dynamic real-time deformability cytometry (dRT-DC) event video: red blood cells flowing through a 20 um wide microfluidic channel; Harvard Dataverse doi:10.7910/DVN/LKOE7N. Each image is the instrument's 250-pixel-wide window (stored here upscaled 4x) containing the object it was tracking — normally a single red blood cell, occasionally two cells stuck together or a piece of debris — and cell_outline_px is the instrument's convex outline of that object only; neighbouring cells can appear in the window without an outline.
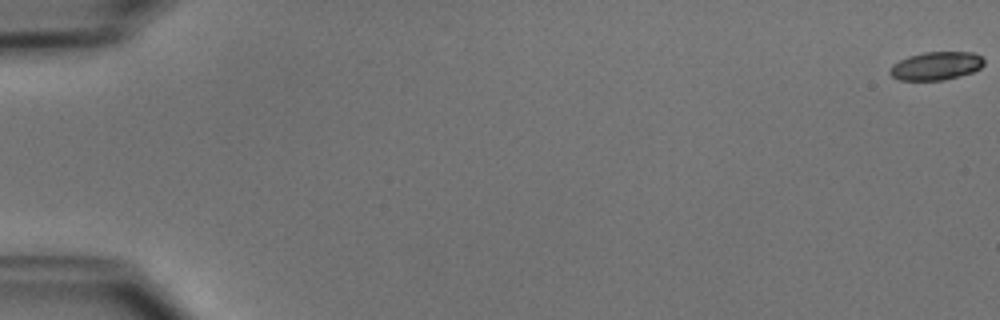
{"species": "common noctule bat (a hibernating species)", "species_latin": "Nyctalus noctula", "temperature_condition": "cold", "stored_images_in_passage": 53, "camera_frame_rate_fps": 3000, "um_per_image_px": 0.085, "animal": {"sex": "male", "body_mass_g": 15.6}, "frame": {"image": 1, "passage_image": 1, "time_ms": 0.0, "image_size_px": [1000, 320], "cell_outline_px": [[984, 64], [980, 68], [972, 72], [944, 80], [900, 80], [892, 76], [888, 72], [892, 64], [908, 56], [924, 52], [972, 52], [980, 56], [984, 60]], "centroid_in_image_um": [79.55, 5.6], "position_along_channel_um": 5.5, "area_um2": 15.43}}
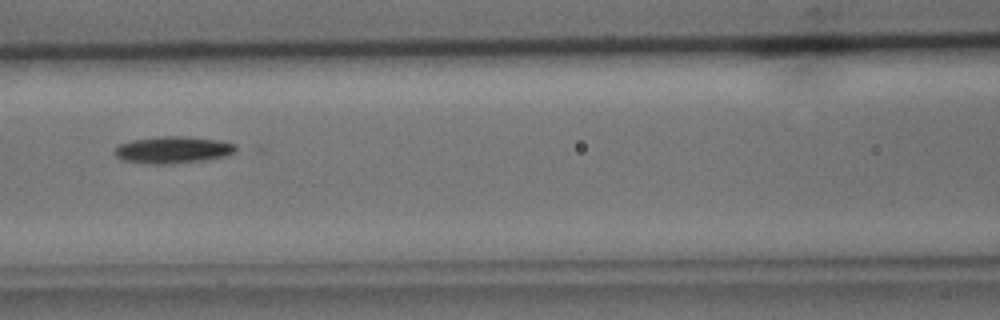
{"frame": {"image": 2, "passage_image": 25, "time_ms": 8.0, "image_size_px": [1000, 320], "cell_outline_px": [[236, 152], [224, 156], [204, 160], [172, 164], [148, 164], [120, 160], [112, 152], [120, 144], [132, 140], [160, 136], [180, 136], [220, 140], [236, 144]], "centroid_in_image_um": [14.67, 12.74], "position_along_channel_um": 151.9, "area_um2": 19.13}}
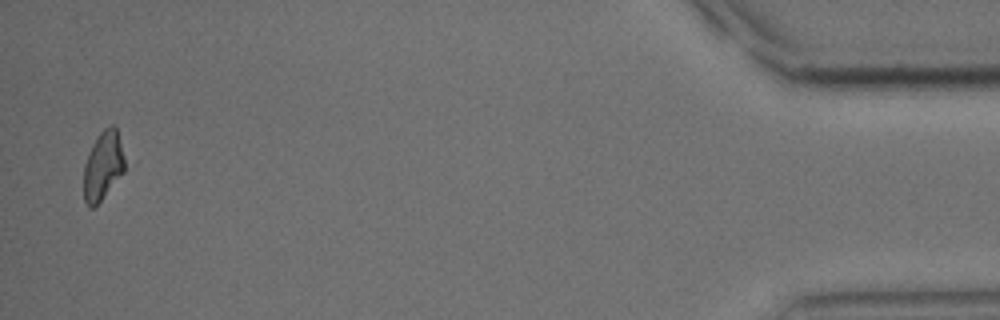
{"frame": {"image": 3, "passage_image": 52, "time_ms": 17.0, "image_size_px": [1000, 320], "cell_outline_px": [[124, 172], [100, 200], [92, 208], [88, 208], [84, 200], [84, 164], [92, 144], [96, 136], [104, 128], [112, 124], [116, 128], [124, 156]], "centroid_in_image_um": [8.74, 14.07], "position_along_channel_um": 426.5, "area_um2": 16.24}, "authors_computed_cell_mechanics": {"area_um2": 17.5712, "velocity_mm_per_s": 3.9345, "shape_relaxation_time_tau1_ms": 3.2986, "shape_relaxation_time_tau2_ms": null, "deformation_change_tau1": 0.1272, "deformation_change_tau2": null}}